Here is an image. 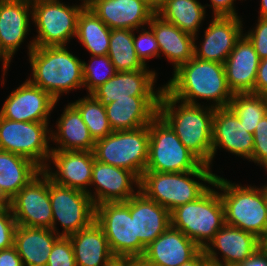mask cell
I'll return each instance as SVG.
<instances>
[{"mask_svg":"<svg viewBox=\"0 0 267 266\" xmlns=\"http://www.w3.org/2000/svg\"><path fill=\"white\" fill-rule=\"evenodd\" d=\"M171 73L163 85L173 98L214 109L229 106L233 93L227 85L224 64L193 57Z\"/></svg>","mask_w":267,"mask_h":266,"instance_id":"obj_1","label":"cell"},{"mask_svg":"<svg viewBox=\"0 0 267 266\" xmlns=\"http://www.w3.org/2000/svg\"><path fill=\"white\" fill-rule=\"evenodd\" d=\"M158 115L171 127L182 144L204 164L212 167L214 108L181 102L163 89Z\"/></svg>","mask_w":267,"mask_h":266,"instance_id":"obj_2","label":"cell"},{"mask_svg":"<svg viewBox=\"0 0 267 266\" xmlns=\"http://www.w3.org/2000/svg\"><path fill=\"white\" fill-rule=\"evenodd\" d=\"M68 46L35 47L27 56L31 76L27 79L56 101L83 89L82 61ZM69 93V94H68Z\"/></svg>","mask_w":267,"mask_h":266,"instance_id":"obj_3","label":"cell"},{"mask_svg":"<svg viewBox=\"0 0 267 266\" xmlns=\"http://www.w3.org/2000/svg\"><path fill=\"white\" fill-rule=\"evenodd\" d=\"M225 178L217 173L213 183L223 202L225 224L252 233L264 242L267 239L265 183L243 185Z\"/></svg>","mask_w":267,"mask_h":266,"instance_id":"obj_4","label":"cell"},{"mask_svg":"<svg viewBox=\"0 0 267 266\" xmlns=\"http://www.w3.org/2000/svg\"><path fill=\"white\" fill-rule=\"evenodd\" d=\"M216 174L207 164L187 172L144 171L140 179V191L171 212L202 196L213 185Z\"/></svg>","mask_w":267,"mask_h":266,"instance_id":"obj_5","label":"cell"},{"mask_svg":"<svg viewBox=\"0 0 267 266\" xmlns=\"http://www.w3.org/2000/svg\"><path fill=\"white\" fill-rule=\"evenodd\" d=\"M62 1L45 0L32 4V27L36 35L31 33L33 39L26 41L27 55L35 47L70 46L71 40H75L78 16L85 5Z\"/></svg>","mask_w":267,"mask_h":266,"instance_id":"obj_6","label":"cell"},{"mask_svg":"<svg viewBox=\"0 0 267 266\" xmlns=\"http://www.w3.org/2000/svg\"><path fill=\"white\" fill-rule=\"evenodd\" d=\"M171 226L182 231L203 249L225 225L224 206L213 184L197 200L180 205L170 212Z\"/></svg>","mask_w":267,"mask_h":266,"instance_id":"obj_7","label":"cell"},{"mask_svg":"<svg viewBox=\"0 0 267 266\" xmlns=\"http://www.w3.org/2000/svg\"><path fill=\"white\" fill-rule=\"evenodd\" d=\"M95 222L102 228L116 259L142 258L146 246L135 238V196L97 205Z\"/></svg>","mask_w":267,"mask_h":266,"instance_id":"obj_8","label":"cell"},{"mask_svg":"<svg viewBox=\"0 0 267 266\" xmlns=\"http://www.w3.org/2000/svg\"><path fill=\"white\" fill-rule=\"evenodd\" d=\"M149 149V125L134 129L113 131L105 138L95 141V160L127 169L141 179Z\"/></svg>","mask_w":267,"mask_h":266,"instance_id":"obj_9","label":"cell"},{"mask_svg":"<svg viewBox=\"0 0 267 266\" xmlns=\"http://www.w3.org/2000/svg\"><path fill=\"white\" fill-rule=\"evenodd\" d=\"M204 163L187 149L171 127L157 115L149 124L148 162L145 171H194Z\"/></svg>","mask_w":267,"mask_h":266,"instance_id":"obj_10","label":"cell"},{"mask_svg":"<svg viewBox=\"0 0 267 266\" xmlns=\"http://www.w3.org/2000/svg\"><path fill=\"white\" fill-rule=\"evenodd\" d=\"M50 123L12 121L0 116V150L27 157L43 169L52 151Z\"/></svg>","mask_w":267,"mask_h":266,"instance_id":"obj_11","label":"cell"},{"mask_svg":"<svg viewBox=\"0 0 267 266\" xmlns=\"http://www.w3.org/2000/svg\"><path fill=\"white\" fill-rule=\"evenodd\" d=\"M49 198L53 211L52 230L57 235L68 237L95 221L96 206L87 192L58 185L49 178ZM58 225L62 227L61 232Z\"/></svg>","mask_w":267,"mask_h":266,"instance_id":"obj_12","label":"cell"},{"mask_svg":"<svg viewBox=\"0 0 267 266\" xmlns=\"http://www.w3.org/2000/svg\"><path fill=\"white\" fill-rule=\"evenodd\" d=\"M17 225L52 230L49 177L41 170L9 202Z\"/></svg>","mask_w":267,"mask_h":266,"instance_id":"obj_13","label":"cell"},{"mask_svg":"<svg viewBox=\"0 0 267 266\" xmlns=\"http://www.w3.org/2000/svg\"><path fill=\"white\" fill-rule=\"evenodd\" d=\"M243 19L242 16H211L203 37L194 36V57L224 64L244 34L246 26Z\"/></svg>","mask_w":267,"mask_h":266,"instance_id":"obj_14","label":"cell"},{"mask_svg":"<svg viewBox=\"0 0 267 266\" xmlns=\"http://www.w3.org/2000/svg\"><path fill=\"white\" fill-rule=\"evenodd\" d=\"M60 101L25 79L9 93L0 108V116L12 121L50 122Z\"/></svg>","mask_w":267,"mask_h":266,"instance_id":"obj_15","label":"cell"},{"mask_svg":"<svg viewBox=\"0 0 267 266\" xmlns=\"http://www.w3.org/2000/svg\"><path fill=\"white\" fill-rule=\"evenodd\" d=\"M94 160L93 151L52 150L49 161L42 170L54 183L78 189L90 195Z\"/></svg>","mask_w":267,"mask_h":266,"instance_id":"obj_16","label":"cell"},{"mask_svg":"<svg viewBox=\"0 0 267 266\" xmlns=\"http://www.w3.org/2000/svg\"><path fill=\"white\" fill-rule=\"evenodd\" d=\"M243 123L229 107L215 108L212 128V166L218 150L226 151L246 161L252 158L253 134L245 130Z\"/></svg>","mask_w":267,"mask_h":266,"instance_id":"obj_17","label":"cell"},{"mask_svg":"<svg viewBox=\"0 0 267 266\" xmlns=\"http://www.w3.org/2000/svg\"><path fill=\"white\" fill-rule=\"evenodd\" d=\"M139 191L140 179L133 172L94 160L90 197L95 206L104 202L127 201Z\"/></svg>","mask_w":267,"mask_h":266,"instance_id":"obj_18","label":"cell"},{"mask_svg":"<svg viewBox=\"0 0 267 266\" xmlns=\"http://www.w3.org/2000/svg\"><path fill=\"white\" fill-rule=\"evenodd\" d=\"M262 245L254 234L225 224L202 250L210 264L237 266Z\"/></svg>","mask_w":267,"mask_h":266,"instance_id":"obj_19","label":"cell"},{"mask_svg":"<svg viewBox=\"0 0 267 266\" xmlns=\"http://www.w3.org/2000/svg\"><path fill=\"white\" fill-rule=\"evenodd\" d=\"M158 74L154 68L147 66L137 71L116 72L91 94L103 106L129 96H161L164 85L157 87Z\"/></svg>","mask_w":267,"mask_h":266,"instance_id":"obj_20","label":"cell"},{"mask_svg":"<svg viewBox=\"0 0 267 266\" xmlns=\"http://www.w3.org/2000/svg\"><path fill=\"white\" fill-rule=\"evenodd\" d=\"M89 7L110 29L148 26L156 11L143 0H93Z\"/></svg>","mask_w":267,"mask_h":266,"instance_id":"obj_21","label":"cell"},{"mask_svg":"<svg viewBox=\"0 0 267 266\" xmlns=\"http://www.w3.org/2000/svg\"><path fill=\"white\" fill-rule=\"evenodd\" d=\"M201 250L192 239L170 225L146 246L142 258L154 266H180L193 259Z\"/></svg>","mask_w":267,"mask_h":266,"instance_id":"obj_22","label":"cell"},{"mask_svg":"<svg viewBox=\"0 0 267 266\" xmlns=\"http://www.w3.org/2000/svg\"><path fill=\"white\" fill-rule=\"evenodd\" d=\"M31 24L32 4L24 0H0V43L11 58L26 44Z\"/></svg>","mask_w":267,"mask_h":266,"instance_id":"obj_23","label":"cell"},{"mask_svg":"<svg viewBox=\"0 0 267 266\" xmlns=\"http://www.w3.org/2000/svg\"><path fill=\"white\" fill-rule=\"evenodd\" d=\"M160 96H129L105 106L113 131L134 130L146 125L158 115Z\"/></svg>","mask_w":267,"mask_h":266,"instance_id":"obj_24","label":"cell"},{"mask_svg":"<svg viewBox=\"0 0 267 266\" xmlns=\"http://www.w3.org/2000/svg\"><path fill=\"white\" fill-rule=\"evenodd\" d=\"M260 58L243 34L224 62L226 81L233 94L253 93Z\"/></svg>","mask_w":267,"mask_h":266,"instance_id":"obj_25","label":"cell"},{"mask_svg":"<svg viewBox=\"0 0 267 266\" xmlns=\"http://www.w3.org/2000/svg\"><path fill=\"white\" fill-rule=\"evenodd\" d=\"M61 110L63 111L56 119L54 129L51 125V150L93 151L95 141L78 109L69 102Z\"/></svg>","mask_w":267,"mask_h":266,"instance_id":"obj_26","label":"cell"},{"mask_svg":"<svg viewBox=\"0 0 267 266\" xmlns=\"http://www.w3.org/2000/svg\"><path fill=\"white\" fill-rule=\"evenodd\" d=\"M148 26L153 30L159 45V59L163 56L173 67V72L194 57V36L155 13Z\"/></svg>","mask_w":267,"mask_h":266,"instance_id":"obj_27","label":"cell"},{"mask_svg":"<svg viewBox=\"0 0 267 266\" xmlns=\"http://www.w3.org/2000/svg\"><path fill=\"white\" fill-rule=\"evenodd\" d=\"M68 237L77 266H110L116 259L102 228L95 221Z\"/></svg>","mask_w":267,"mask_h":266,"instance_id":"obj_28","label":"cell"},{"mask_svg":"<svg viewBox=\"0 0 267 266\" xmlns=\"http://www.w3.org/2000/svg\"><path fill=\"white\" fill-rule=\"evenodd\" d=\"M59 237L51 229L17 225L13 246L24 266H47L49 254Z\"/></svg>","mask_w":267,"mask_h":266,"instance_id":"obj_29","label":"cell"},{"mask_svg":"<svg viewBox=\"0 0 267 266\" xmlns=\"http://www.w3.org/2000/svg\"><path fill=\"white\" fill-rule=\"evenodd\" d=\"M41 170L27 157L0 150V200L8 203Z\"/></svg>","mask_w":267,"mask_h":266,"instance_id":"obj_30","label":"cell"},{"mask_svg":"<svg viewBox=\"0 0 267 266\" xmlns=\"http://www.w3.org/2000/svg\"><path fill=\"white\" fill-rule=\"evenodd\" d=\"M170 225L168 209L148 199L141 191L135 195V238L148 246Z\"/></svg>","mask_w":267,"mask_h":266,"instance_id":"obj_31","label":"cell"},{"mask_svg":"<svg viewBox=\"0 0 267 266\" xmlns=\"http://www.w3.org/2000/svg\"><path fill=\"white\" fill-rule=\"evenodd\" d=\"M156 13L192 36L200 35L208 17L205 5L198 0H163Z\"/></svg>","mask_w":267,"mask_h":266,"instance_id":"obj_32","label":"cell"},{"mask_svg":"<svg viewBox=\"0 0 267 266\" xmlns=\"http://www.w3.org/2000/svg\"><path fill=\"white\" fill-rule=\"evenodd\" d=\"M111 29L87 6L80 12L77 20L76 41L90 55H107Z\"/></svg>","mask_w":267,"mask_h":266,"instance_id":"obj_33","label":"cell"},{"mask_svg":"<svg viewBox=\"0 0 267 266\" xmlns=\"http://www.w3.org/2000/svg\"><path fill=\"white\" fill-rule=\"evenodd\" d=\"M107 55L116 72L137 71L146 67L134 48L133 30L111 29Z\"/></svg>","mask_w":267,"mask_h":266,"instance_id":"obj_34","label":"cell"},{"mask_svg":"<svg viewBox=\"0 0 267 266\" xmlns=\"http://www.w3.org/2000/svg\"><path fill=\"white\" fill-rule=\"evenodd\" d=\"M82 97L70 102L80 112L93 140L97 141L105 138L113 132L107 118L105 106L92 94H86Z\"/></svg>","mask_w":267,"mask_h":266,"instance_id":"obj_35","label":"cell"},{"mask_svg":"<svg viewBox=\"0 0 267 266\" xmlns=\"http://www.w3.org/2000/svg\"><path fill=\"white\" fill-rule=\"evenodd\" d=\"M228 107L243 123L245 130L254 134L257 124L267 114V96L253 93L233 94Z\"/></svg>","mask_w":267,"mask_h":266,"instance_id":"obj_36","label":"cell"},{"mask_svg":"<svg viewBox=\"0 0 267 266\" xmlns=\"http://www.w3.org/2000/svg\"><path fill=\"white\" fill-rule=\"evenodd\" d=\"M83 89L91 94L96 88L104 84L116 74L114 65L108 55L90 56V59L82 61Z\"/></svg>","mask_w":267,"mask_h":266,"instance_id":"obj_37","label":"cell"},{"mask_svg":"<svg viewBox=\"0 0 267 266\" xmlns=\"http://www.w3.org/2000/svg\"><path fill=\"white\" fill-rule=\"evenodd\" d=\"M133 45L138 58L145 66L150 67L147 63L153 58H159V45L149 26L133 30Z\"/></svg>","mask_w":267,"mask_h":266,"instance_id":"obj_38","label":"cell"},{"mask_svg":"<svg viewBox=\"0 0 267 266\" xmlns=\"http://www.w3.org/2000/svg\"><path fill=\"white\" fill-rule=\"evenodd\" d=\"M47 266H77L69 237L60 236L49 254Z\"/></svg>","mask_w":267,"mask_h":266,"instance_id":"obj_39","label":"cell"},{"mask_svg":"<svg viewBox=\"0 0 267 266\" xmlns=\"http://www.w3.org/2000/svg\"><path fill=\"white\" fill-rule=\"evenodd\" d=\"M254 149L249 163L267 169V114L259 121L253 134Z\"/></svg>","mask_w":267,"mask_h":266,"instance_id":"obj_40","label":"cell"},{"mask_svg":"<svg viewBox=\"0 0 267 266\" xmlns=\"http://www.w3.org/2000/svg\"><path fill=\"white\" fill-rule=\"evenodd\" d=\"M254 26H251L249 30H245L244 35L254 46L256 53L260 60L267 58V18L258 17Z\"/></svg>","mask_w":267,"mask_h":266,"instance_id":"obj_41","label":"cell"},{"mask_svg":"<svg viewBox=\"0 0 267 266\" xmlns=\"http://www.w3.org/2000/svg\"><path fill=\"white\" fill-rule=\"evenodd\" d=\"M17 223L8 203L0 206V251L13 246Z\"/></svg>","mask_w":267,"mask_h":266,"instance_id":"obj_42","label":"cell"},{"mask_svg":"<svg viewBox=\"0 0 267 266\" xmlns=\"http://www.w3.org/2000/svg\"><path fill=\"white\" fill-rule=\"evenodd\" d=\"M237 0H209L210 4H204L206 10L212 9V16H241L236 8ZM243 2V0H238ZM246 1V0H245ZM237 9V10H236Z\"/></svg>","mask_w":267,"mask_h":266,"instance_id":"obj_43","label":"cell"},{"mask_svg":"<svg viewBox=\"0 0 267 266\" xmlns=\"http://www.w3.org/2000/svg\"><path fill=\"white\" fill-rule=\"evenodd\" d=\"M254 94L267 96V58L260 60L254 85Z\"/></svg>","mask_w":267,"mask_h":266,"instance_id":"obj_44","label":"cell"},{"mask_svg":"<svg viewBox=\"0 0 267 266\" xmlns=\"http://www.w3.org/2000/svg\"><path fill=\"white\" fill-rule=\"evenodd\" d=\"M0 266H24L14 246L0 251Z\"/></svg>","mask_w":267,"mask_h":266,"instance_id":"obj_45","label":"cell"},{"mask_svg":"<svg viewBox=\"0 0 267 266\" xmlns=\"http://www.w3.org/2000/svg\"><path fill=\"white\" fill-rule=\"evenodd\" d=\"M237 266H267V248L262 245L250 257Z\"/></svg>","mask_w":267,"mask_h":266,"instance_id":"obj_46","label":"cell"},{"mask_svg":"<svg viewBox=\"0 0 267 266\" xmlns=\"http://www.w3.org/2000/svg\"><path fill=\"white\" fill-rule=\"evenodd\" d=\"M11 62H13V59L3 50V47L0 43V65H2V74H1V86L5 87L6 83L7 82V79H6V76L8 75V72H9V68H10V64H12ZM8 71V72H7Z\"/></svg>","mask_w":267,"mask_h":266,"instance_id":"obj_47","label":"cell"},{"mask_svg":"<svg viewBox=\"0 0 267 266\" xmlns=\"http://www.w3.org/2000/svg\"><path fill=\"white\" fill-rule=\"evenodd\" d=\"M209 260L204 251L201 250L193 259L180 266H208Z\"/></svg>","mask_w":267,"mask_h":266,"instance_id":"obj_48","label":"cell"},{"mask_svg":"<svg viewBox=\"0 0 267 266\" xmlns=\"http://www.w3.org/2000/svg\"><path fill=\"white\" fill-rule=\"evenodd\" d=\"M110 266H134V258L115 259Z\"/></svg>","mask_w":267,"mask_h":266,"instance_id":"obj_49","label":"cell"},{"mask_svg":"<svg viewBox=\"0 0 267 266\" xmlns=\"http://www.w3.org/2000/svg\"><path fill=\"white\" fill-rule=\"evenodd\" d=\"M260 7H258V17L267 18V0H259Z\"/></svg>","mask_w":267,"mask_h":266,"instance_id":"obj_50","label":"cell"},{"mask_svg":"<svg viewBox=\"0 0 267 266\" xmlns=\"http://www.w3.org/2000/svg\"><path fill=\"white\" fill-rule=\"evenodd\" d=\"M143 1H145L148 5H150L155 11H157L163 3V0H143Z\"/></svg>","mask_w":267,"mask_h":266,"instance_id":"obj_51","label":"cell"},{"mask_svg":"<svg viewBox=\"0 0 267 266\" xmlns=\"http://www.w3.org/2000/svg\"><path fill=\"white\" fill-rule=\"evenodd\" d=\"M134 266H154L146 262L143 258H134Z\"/></svg>","mask_w":267,"mask_h":266,"instance_id":"obj_52","label":"cell"},{"mask_svg":"<svg viewBox=\"0 0 267 266\" xmlns=\"http://www.w3.org/2000/svg\"><path fill=\"white\" fill-rule=\"evenodd\" d=\"M78 1H80V3L84 4L85 6H88L93 0H77V2Z\"/></svg>","mask_w":267,"mask_h":266,"instance_id":"obj_53","label":"cell"},{"mask_svg":"<svg viewBox=\"0 0 267 266\" xmlns=\"http://www.w3.org/2000/svg\"><path fill=\"white\" fill-rule=\"evenodd\" d=\"M25 2L29 3V4H34L36 2H39V1H45V0H24Z\"/></svg>","mask_w":267,"mask_h":266,"instance_id":"obj_54","label":"cell"},{"mask_svg":"<svg viewBox=\"0 0 267 266\" xmlns=\"http://www.w3.org/2000/svg\"><path fill=\"white\" fill-rule=\"evenodd\" d=\"M265 198H266V204H267V181L265 182Z\"/></svg>","mask_w":267,"mask_h":266,"instance_id":"obj_55","label":"cell"},{"mask_svg":"<svg viewBox=\"0 0 267 266\" xmlns=\"http://www.w3.org/2000/svg\"><path fill=\"white\" fill-rule=\"evenodd\" d=\"M263 245L267 248V239L263 242Z\"/></svg>","mask_w":267,"mask_h":266,"instance_id":"obj_56","label":"cell"},{"mask_svg":"<svg viewBox=\"0 0 267 266\" xmlns=\"http://www.w3.org/2000/svg\"><path fill=\"white\" fill-rule=\"evenodd\" d=\"M208 266H218V265H214V264H210V263H209Z\"/></svg>","mask_w":267,"mask_h":266,"instance_id":"obj_57","label":"cell"}]
</instances>
